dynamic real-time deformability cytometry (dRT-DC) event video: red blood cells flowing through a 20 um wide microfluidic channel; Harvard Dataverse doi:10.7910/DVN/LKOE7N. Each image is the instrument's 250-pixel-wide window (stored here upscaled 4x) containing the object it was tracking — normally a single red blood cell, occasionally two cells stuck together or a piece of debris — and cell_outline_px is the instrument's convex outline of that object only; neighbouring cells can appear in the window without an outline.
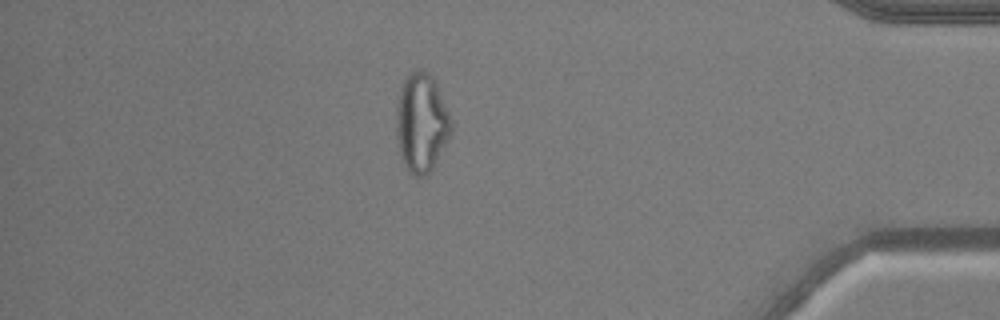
{"species": "common noctule bat (a hibernating species)", "species_latin": "Nyctalus noctula", "temperature_condition": "warm", "stored_images_in_passage": 51, "camera_frame_rate_fps": 3000, "um_per_image_px": 0.085, "animal": {"sex": "male", "body_mass_g": 20.5, "forearm_length_mm": 52.5}, "frame": {"image": 1, "passage_image": 44, "time_ms": 14.333, "image_size_px": [1000, 320], "cell_outline_px": [[452, 132], [432, 168], [424, 176], [412, 176], [408, 172], [400, 156], [396, 144], [396, 108], [400, 88], [404, 80], [416, 68], [420, 68], [428, 72], [436, 80], [452, 120]], "centroid_in_image_um": [35.81, 10.42], "position_along_channel_um": 399.4, "area_um2": 32.08}}